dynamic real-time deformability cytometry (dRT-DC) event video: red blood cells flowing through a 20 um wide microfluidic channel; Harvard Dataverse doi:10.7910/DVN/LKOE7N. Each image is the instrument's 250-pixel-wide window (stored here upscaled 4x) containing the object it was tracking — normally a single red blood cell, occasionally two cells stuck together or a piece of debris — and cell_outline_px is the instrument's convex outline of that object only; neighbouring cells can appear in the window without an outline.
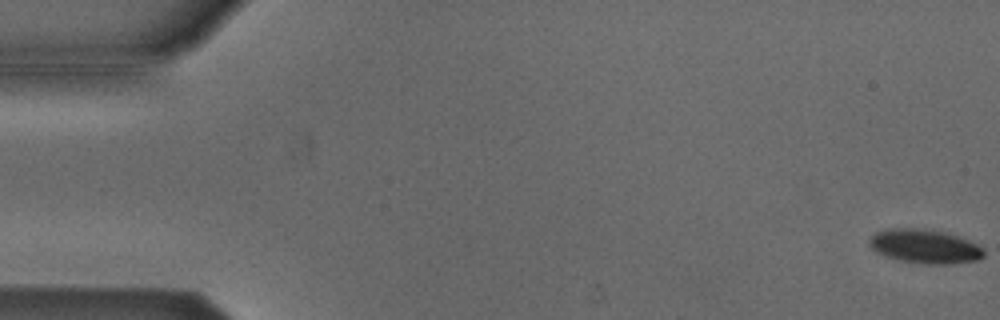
{"species": "Egyptian fruit bat (a non-hibernating species)", "species_latin": "Rousettus aegyptiacus", "temperature_condition": "cold", "stored_images_in_passage": 55, "camera_frame_rate_fps": 3000, "um_per_image_px": 0.085, "animal": {"sex": "male"}, "frame": {"image": 1, "passage_image": 1, "time_ms": 0.0, "image_size_px": [1000, 320], "cell_outline_px": [[984, 256], [980, 260], [948, 264], [920, 264], [900, 260], [884, 256], [876, 252], [868, 244], [868, 240], [876, 232], [888, 228], [924, 228], [944, 232], [968, 240], [976, 244], [984, 252]], "centroid_in_image_um": [78.57, 20.94], "position_along_channel_um": 6.4, "area_um2": 22.77}}
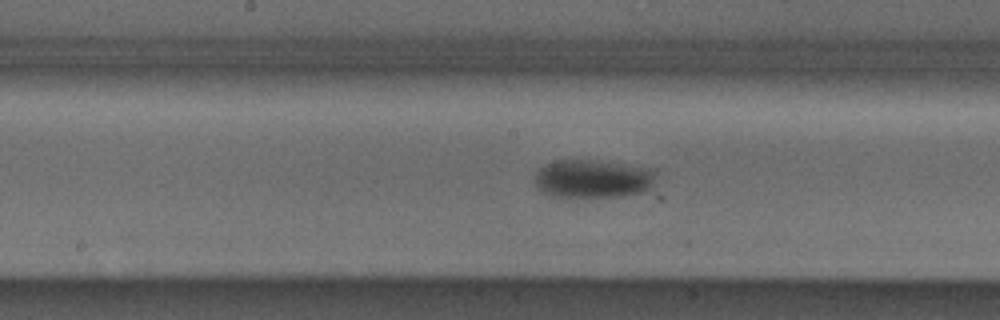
{"frame": {"image": 2, "passage_image": 28, "time_ms": 9.0, "image_size_px": [1000, 320], "cell_outline_px": [[656, 172], [652, 188], [644, 192], [620, 196], [552, 196], [536, 188], [536, 172], [540, 168], [556, 160], [588, 160], [656, 168]], "centroid_in_image_um": [50.45, 15.19], "position_along_channel_um": 197.8, "area_um2": 26.88}}
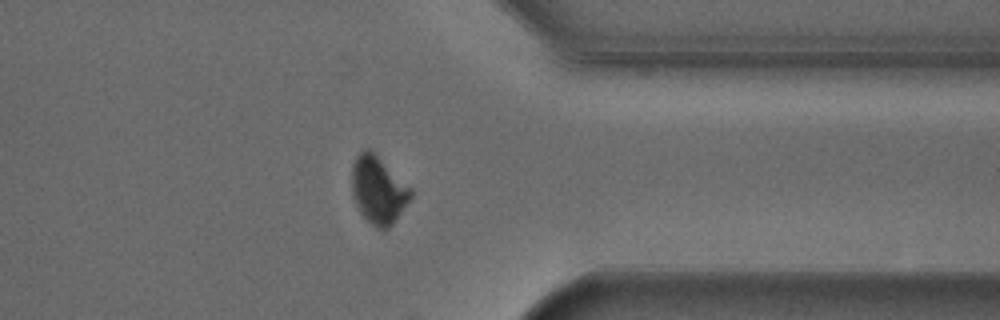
{"frame": {"image": 3, "passage_image": 43, "time_ms": 14.0, "image_size_px": [1000, 320], "cell_outline_px": [[412, 196], [392, 224], [388, 228], [376, 228], [360, 212], [352, 196], [352, 164], [356, 156], [364, 148], [372, 148], [412, 188]], "centroid_in_image_um": [32.15, 16.07], "position_along_channel_um": 379.3, "area_um2": 23.35}}